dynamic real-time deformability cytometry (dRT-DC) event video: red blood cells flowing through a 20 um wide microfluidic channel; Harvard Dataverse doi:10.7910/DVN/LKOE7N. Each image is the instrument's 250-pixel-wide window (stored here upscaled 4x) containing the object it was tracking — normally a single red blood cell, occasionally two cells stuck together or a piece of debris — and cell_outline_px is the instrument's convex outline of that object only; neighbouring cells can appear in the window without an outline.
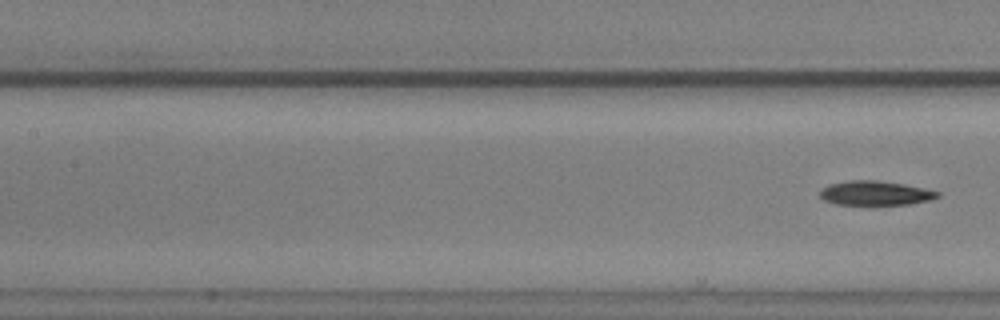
{"species": "common noctule bat (a hibernating species)", "species_latin": "Nyctalus noctula", "temperature_condition": "warm", "stored_images_in_passage": 8, "camera_frame_rate_fps": 3000, "um_per_image_px": 0.085, "animal": {"sex": "male", "body_mass_g": 20.5, "forearm_length_mm": 52.5}, "frame": {"image": 1, "passage_image": 8, "time_ms": 2.333, "image_size_px": [1000, 320], "cell_outline_px": [[940, 196], [932, 200], [908, 204], [836, 204], [824, 200], [820, 196], [820, 192], [828, 184], [848, 180], [876, 180], [904, 184], [924, 188], [940, 192]], "centroid_in_image_um": [74.42, 16.4], "position_along_channel_um": 133.0, "area_um2": 16.59}}